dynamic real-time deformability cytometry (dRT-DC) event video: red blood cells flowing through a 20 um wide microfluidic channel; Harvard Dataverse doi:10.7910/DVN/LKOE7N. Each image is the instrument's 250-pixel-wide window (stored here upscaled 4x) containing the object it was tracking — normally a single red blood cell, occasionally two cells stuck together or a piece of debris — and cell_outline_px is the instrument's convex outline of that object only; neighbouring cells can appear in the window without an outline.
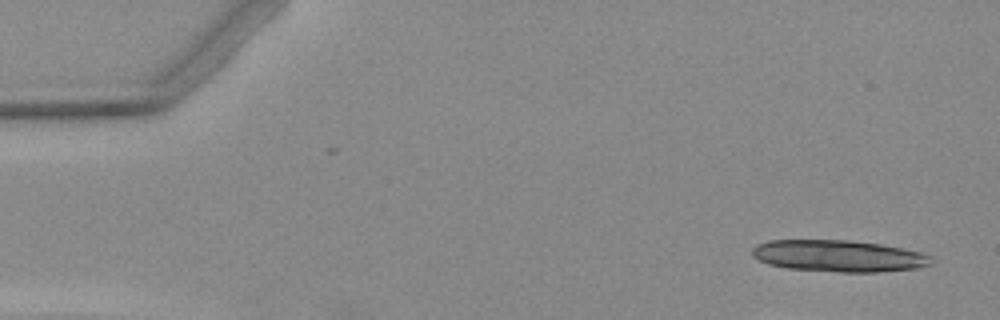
{"species": "Egyptian fruit bat (a non-hibernating species)", "species_latin": "Rousettus aegyptiacus", "temperature_condition": "warm", "stored_images_in_passage": 2, "camera_frame_rate_fps": 3000, "um_per_image_px": 0.085, "animal": {"sex": "female"}, "frame": {"image": 1, "passage_image": 2, "time_ms": 1.333, "image_size_px": [1000, 320], "cell_outline_px": [[932, 264], [920, 268], [876, 272], [840, 272], [788, 268], [768, 264], [752, 256], [752, 248], [756, 244], [768, 240], [848, 240], [880, 244], [924, 252], [932, 256]], "centroid_in_image_um": [71.31, 21.75], "position_along_channel_um": 13.7, "area_um2": 33.29}}